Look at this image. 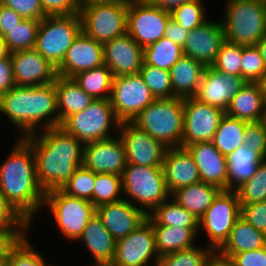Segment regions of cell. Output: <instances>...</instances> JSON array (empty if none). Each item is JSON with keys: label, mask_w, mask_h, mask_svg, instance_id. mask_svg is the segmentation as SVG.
<instances>
[{"label": "cell", "mask_w": 266, "mask_h": 266, "mask_svg": "<svg viewBox=\"0 0 266 266\" xmlns=\"http://www.w3.org/2000/svg\"><path fill=\"white\" fill-rule=\"evenodd\" d=\"M23 138L32 147L37 180L45 192L61 189L82 166L84 144L60 126Z\"/></svg>", "instance_id": "cell-1"}, {"label": "cell", "mask_w": 266, "mask_h": 266, "mask_svg": "<svg viewBox=\"0 0 266 266\" xmlns=\"http://www.w3.org/2000/svg\"><path fill=\"white\" fill-rule=\"evenodd\" d=\"M13 147L0 165V192L30 224L43 208L46 192L36 176L31 145L16 137Z\"/></svg>", "instance_id": "cell-2"}, {"label": "cell", "mask_w": 266, "mask_h": 266, "mask_svg": "<svg viewBox=\"0 0 266 266\" xmlns=\"http://www.w3.org/2000/svg\"><path fill=\"white\" fill-rule=\"evenodd\" d=\"M18 130L23 138L59 126L57 92L54 83L40 86H17L0 94V115ZM20 132V133H19Z\"/></svg>", "instance_id": "cell-3"}, {"label": "cell", "mask_w": 266, "mask_h": 266, "mask_svg": "<svg viewBox=\"0 0 266 266\" xmlns=\"http://www.w3.org/2000/svg\"><path fill=\"white\" fill-rule=\"evenodd\" d=\"M132 123L167 148L182 147L183 99L178 97L155 99L134 118Z\"/></svg>", "instance_id": "cell-4"}, {"label": "cell", "mask_w": 266, "mask_h": 266, "mask_svg": "<svg viewBox=\"0 0 266 266\" xmlns=\"http://www.w3.org/2000/svg\"><path fill=\"white\" fill-rule=\"evenodd\" d=\"M121 177L123 198L147 215L171 197L162 167L126 164Z\"/></svg>", "instance_id": "cell-5"}, {"label": "cell", "mask_w": 266, "mask_h": 266, "mask_svg": "<svg viewBox=\"0 0 266 266\" xmlns=\"http://www.w3.org/2000/svg\"><path fill=\"white\" fill-rule=\"evenodd\" d=\"M221 19L225 40L242 46L256 45L266 35L263 3L253 0H226Z\"/></svg>", "instance_id": "cell-6"}, {"label": "cell", "mask_w": 266, "mask_h": 266, "mask_svg": "<svg viewBox=\"0 0 266 266\" xmlns=\"http://www.w3.org/2000/svg\"><path fill=\"white\" fill-rule=\"evenodd\" d=\"M120 124L110 99H95L83 111L70 115L60 127L86 144L118 135Z\"/></svg>", "instance_id": "cell-7"}, {"label": "cell", "mask_w": 266, "mask_h": 266, "mask_svg": "<svg viewBox=\"0 0 266 266\" xmlns=\"http://www.w3.org/2000/svg\"><path fill=\"white\" fill-rule=\"evenodd\" d=\"M80 32L79 13L46 16L40 20L35 49L57 68Z\"/></svg>", "instance_id": "cell-8"}, {"label": "cell", "mask_w": 266, "mask_h": 266, "mask_svg": "<svg viewBox=\"0 0 266 266\" xmlns=\"http://www.w3.org/2000/svg\"><path fill=\"white\" fill-rule=\"evenodd\" d=\"M43 208L49 209L58 232L69 241L78 240L96 213L89 200L67 195L61 189L46 192Z\"/></svg>", "instance_id": "cell-9"}, {"label": "cell", "mask_w": 266, "mask_h": 266, "mask_svg": "<svg viewBox=\"0 0 266 266\" xmlns=\"http://www.w3.org/2000/svg\"><path fill=\"white\" fill-rule=\"evenodd\" d=\"M240 212L241 204L237 192L221 190L198 220V234L202 230L208 239L205 245L212 250H219L241 216Z\"/></svg>", "instance_id": "cell-10"}, {"label": "cell", "mask_w": 266, "mask_h": 266, "mask_svg": "<svg viewBox=\"0 0 266 266\" xmlns=\"http://www.w3.org/2000/svg\"><path fill=\"white\" fill-rule=\"evenodd\" d=\"M79 6L81 31L95 41L103 44L126 33L128 2Z\"/></svg>", "instance_id": "cell-11"}, {"label": "cell", "mask_w": 266, "mask_h": 266, "mask_svg": "<svg viewBox=\"0 0 266 266\" xmlns=\"http://www.w3.org/2000/svg\"><path fill=\"white\" fill-rule=\"evenodd\" d=\"M170 18V11L152 5L146 0H129L126 32L144 48L164 37Z\"/></svg>", "instance_id": "cell-12"}, {"label": "cell", "mask_w": 266, "mask_h": 266, "mask_svg": "<svg viewBox=\"0 0 266 266\" xmlns=\"http://www.w3.org/2000/svg\"><path fill=\"white\" fill-rule=\"evenodd\" d=\"M156 98L140 73L113 77L111 105L122 122H132Z\"/></svg>", "instance_id": "cell-13"}, {"label": "cell", "mask_w": 266, "mask_h": 266, "mask_svg": "<svg viewBox=\"0 0 266 266\" xmlns=\"http://www.w3.org/2000/svg\"><path fill=\"white\" fill-rule=\"evenodd\" d=\"M183 109L182 148L197 142H211L225 111L194 97L183 99Z\"/></svg>", "instance_id": "cell-14"}, {"label": "cell", "mask_w": 266, "mask_h": 266, "mask_svg": "<svg viewBox=\"0 0 266 266\" xmlns=\"http://www.w3.org/2000/svg\"><path fill=\"white\" fill-rule=\"evenodd\" d=\"M159 258L154 229L146 220L126 237L116 240L112 262L119 266H157Z\"/></svg>", "instance_id": "cell-15"}, {"label": "cell", "mask_w": 266, "mask_h": 266, "mask_svg": "<svg viewBox=\"0 0 266 266\" xmlns=\"http://www.w3.org/2000/svg\"><path fill=\"white\" fill-rule=\"evenodd\" d=\"M118 135L125 146L126 163L162 167L168 148L132 122H122Z\"/></svg>", "instance_id": "cell-16"}, {"label": "cell", "mask_w": 266, "mask_h": 266, "mask_svg": "<svg viewBox=\"0 0 266 266\" xmlns=\"http://www.w3.org/2000/svg\"><path fill=\"white\" fill-rule=\"evenodd\" d=\"M126 164L125 146L119 135L84 144L82 165L95 173L121 176Z\"/></svg>", "instance_id": "cell-17"}, {"label": "cell", "mask_w": 266, "mask_h": 266, "mask_svg": "<svg viewBox=\"0 0 266 266\" xmlns=\"http://www.w3.org/2000/svg\"><path fill=\"white\" fill-rule=\"evenodd\" d=\"M222 21L207 20L199 27L189 31L183 46V55L201 62L205 67H211L225 42Z\"/></svg>", "instance_id": "cell-18"}, {"label": "cell", "mask_w": 266, "mask_h": 266, "mask_svg": "<svg viewBox=\"0 0 266 266\" xmlns=\"http://www.w3.org/2000/svg\"><path fill=\"white\" fill-rule=\"evenodd\" d=\"M247 81L242 76H232L205 67L201 82L193 96L200 102L226 111L232 98L241 90Z\"/></svg>", "instance_id": "cell-19"}, {"label": "cell", "mask_w": 266, "mask_h": 266, "mask_svg": "<svg viewBox=\"0 0 266 266\" xmlns=\"http://www.w3.org/2000/svg\"><path fill=\"white\" fill-rule=\"evenodd\" d=\"M102 45L104 64L114 77L140 73L144 63V48L127 32Z\"/></svg>", "instance_id": "cell-20"}, {"label": "cell", "mask_w": 266, "mask_h": 266, "mask_svg": "<svg viewBox=\"0 0 266 266\" xmlns=\"http://www.w3.org/2000/svg\"><path fill=\"white\" fill-rule=\"evenodd\" d=\"M14 82L17 86H40L53 83L56 68L35 48L10 53Z\"/></svg>", "instance_id": "cell-21"}, {"label": "cell", "mask_w": 266, "mask_h": 266, "mask_svg": "<svg viewBox=\"0 0 266 266\" xmlns=\"http://www.w3.org/2000/svg\"><path fill=\"white\" fill-rule=\"evenodd\" d=\"M103 64L102 43L81 31L67 50L56 71L59 76L72 78L79 72L91 70Z\"/></svg>", "instance_id": "cell-22"}, {"label": "cell", "mask_w": 266, "mask_h": 266, "mask_svg": "<svg viewBox=\"0 0 266 266\" xmlns=\"http://www.w3.org/2000/svg\"><path fill=\"white\" fill-rule=\"evenodd\" d=\"M96 214L116 240L133 232L148 217L143 210L125 199L96 207Z\"/></svg>", "instance_id": "cell-23"}, {"label": "cell", "mask_w": 266, "mask_h": 266, "mask_svg": "<svg viewBox=\"0 0 266 266\" xmlns=\"http://www.w3.org/2000/svg\"><path fill=\"white\" fill-rule=\"evenodd\" d=\"M186 149L193 156L202 182L227 190V160L212 142H197Z\"/></svg>", "instance_id": "cell-24"}, {"label": "cell", "mask_w": 266, "mask_h": 266, "mask_svg": "<svg viewBox=\"0 0 266 266\" xmlns=\"http://www.w3.org/2000/svg\"><path fill=\"white\" fill-rule=\"evenodd\" d=\"M162 169L170 194L181 187L201 181L194 158L186 148H168Z\"/></svg>", "instance_id": "cell-25"}, {"label": "cell", "mask_w": 266, "mask_h": 266, "mask_svg": "<svg viewBox=\"0 0 266 266\" xmlns=\"http://www.w3.org/2000/svg\"><path fill=\"white\" fill-rule=\"evenodd\" d=\"M225 113L248 123L262 121L266 113V103L260 82H246L232 98Z\"/></svg>", "instance_id": "cell-26"}, {"label": "cell", "mask_w": 266, "mask_h": 266, "mask_svg": "<svg viewBox=\"0 0 266 266\" xmlns=\"http://www.w3.org/2000/svg\"><path fill=\"white\" fill-rule=\"evenodd\" d=\"M78 241L85 244L95 263L113 261L116 239L105 228L96 213L89 220Z\"/></svg>", "instance_id": "cell-27"}, {"label": "cell", "mask_w": 266, "mask_h": 266, "mask_svg": "<svg viewBox=\"0 0 266 266\" xmlns=\"http://www.w3.org/2000/svg\"><path fill=\"white\" fill-rule=\"evenodd\" d=\"M53 83L57 92L59 126L70 115L83 111L95 100L73 78L57 75Z\"/></svg>", "instance_id": "cell-28"}, {"label": "cell", "mask_w": 266, "mask_h": 266, "mask_svg": "<svg viewBox=\"0 0 266 266\" xmlns=\"http://www.w3.org/2000/svg\"><path fill=\"white\" fill-rule=\"evenodd\" d=\"M205 66L193 58L183 55L169 70L173 97H193L201 82Z\"/></svg>", "instance_id": "cell-29"}, {"label": "cell", "mask_w": 266, "mask_h": 266, "mask_svg": "<svg viewBox=\"0 0 266 266\" xmlns=\"http://www.w3.org/2000/svg\"><path fill=\"white\" fill-rule=\"evenodd\" d=\"M227 160V190L235 191L244 182L248 181L257 171L265 158L252 149L239 146L226 157Z\"/></svg>", "instance_id": "cell-30"}, {"label": "cell", "mask_w": 266, "mask_h": 266, "mask_svg": "<svg viewBox=\"0 0 266 266\" xmlns=\"http://www.w3.org/2000/svg\"><path fill=\"white\" fill-rule=\"evenodd\" d=\"M152 227L159 257L192 248L197 244L198 228L164 225H152Z\"/></svg>", "instance_id": "cell-31"}, {"label": "cell", "mask_w": 266, "mask_h": 266, "mask_svg": "<svg viewBox=\"0 0 266 266\" xmlns=\"http://www.w3.org/2000/svg\"><path fill=\"white\" fill-rule=\"evenodd\" d=\"M220 191L218 187L200 181L175 190L171 198L199 220Z\"/></svg>", "instance_id": "cell-32"}, {"label": "cell", "mask_w": 266, "mask_h": 266, "mask_svg": "<svg viewBox=\"0 0 266 266\" xmlns=\"http://www.w3.org/2000/svg\"><path fill=\"white\" fill-rule=\"evenodd\" d=\"M266 246V234L257 230L241 216L234 223L229 237L219 251L227 256Z\"/></svg>", "instance_id": "cell-33"}, {"label": "cell", "mask_w": 266, "mask_h": 266, "mask_svg": "<svg viewBox=\"0 0 266 266\" xmlns=\"http://www.w3.org/2000/svg\"><path fill=\"white\" fill-rule=\"evenodd\" d=\"M247 123L225 113L211 142L222 155L227 157L243 145Z\"/></svg>", "instance_id": "cell-34"}, {"label": "cell", "mask_w": 266, "mask_h": 266, "mask_svg": "<svg viewBox=\"0 0 266 266\" xmlns=\"http://www.w3.org/2000/svg\"><path fill=\"white\" fill-rule=\"evenodd\" d=\"M113 74L105 65L77 73L72 78L93 99H110Z\"/></svg>", "instance_id": "cell-35"}, {"label": "cell", "mask_w": 266, "mask_h": 266, "mask_svg": "<svg viewBox=\"0 0 266 266\" xmlns=\"http://www.w3.org/2000/svg\"><path fill=\"white\" fill-rule=\"evenodd\" d=\"M147 220L152 225L198 228V219L171 197L156 207Z\"/></svg>", "instance_id": "cell-36"}, {"label": "cell", "mask_w": 266, "mask_h": 266, "mask_svg": "<svg viewBox=\"0 0 266 266\" xmlns=\"http://www.w3.org/2000/svg\"><path fill=\"white\" fill-rule=\"evenodd\" d=\"M182 56V47L166 37L144 47V63L162 70H170Z\"/></svg>", "instance_id": "cell-37"}, {"label": "cell", "mask_w": 266, "mask_h": 266, "mask_svg": "<svg viewBox=\"0 0 266 266\" xmlns=\"http://www.w3.org/2000/svg\"><path fill=\"white\" fill-rule=\"evenodd\" d=\"M40 21L23 19V21L3 36L9 53L35 48Z\"/></svg>", "instance_id": "cell-38"}, {"label": "cell", "mask_w": 266, "mask_h": 266, "mask_svg": "<svg viewBox=\"0 0 266 266\" xmlns=\"http://www.w3.org/2000/svg\"><path fill=\"white\" fill-rule=\"evenodd\" d=\"M28 232L24 237L11 248L6 260L5 266H55L52 263H46L44 256L31 243Z\"/></svg>", "instance_id": "cell-39"}, {"label": "cell", "mask_w": 266, "mask_h": 266, "mask_svg": "<svg viewBox=\"0 0 266 266\" xmlns=\"http://www.w3.org/2000/svg\"><path fill=\"white\" fill-rule=\"evenodd\" d=\"M122 197L124 196L121 176L96 173L95 187L93 190V205L95 207L120 201L124 199Z\"/></svg>", "instance_id": "cell-40"}, {"label": "cell", "mask_w": 266, "mask_h": 266, "mask_svg": "<svg viewBox=\"0 0 266 266\" xmlns=\"http://www.w3.org/2000/svg\"><path fill=\"white\" fill-rule=\"evenodd\" d=\"M240 204H254L266 200V159L256 173L235 190Z\"/></svg>", "instance_id": "cell-41"}, {"label": "cell", "mask_w": 266, "mask_h": 266, "mask_svg": "<svg viewBox=\"0 0 266 266\" xmlns=\"http://www.w3.org/2000/svg\"><path fill=\"white\" fill-rule=\"evenodd\" d=\"M212 249L196 245L192 248L176 251L159 258L157 266H205Z\"/></svg>", "instance_id": "cell-42"}, {"label": "cell", "mask_w": 266, "mask_h": 266, "mask_svg": "<svg viewBox=\"0 0 266 266\" xmlns=\"http://www.w3.org/2000/svg\"><path fill=\"white\" fill-rule=\"evenodd\" d=\"M95 181L96 173L82 165L74 171L72 178L61 190L67 195L89 200L93 204Z\"/></svg>", "instance_id": "cell-43"}, {"label": "cell", "mask_w": 266, "mask_h": 266, "mask_svg": "<svg viewBox=\"0 0 266 266\" xmlns=\"http://www.w3.org/2000/svg\"><path fill=\"white\" fill-rule=\"evenodd\" d=\"M204 4L202 0L184 3L171 11V18L182 28L191 31L208 20Z\"/></svg>", "instance_id": "cell-44"}, {"label": "cell", "mask_w": 266, "mask_h": 266, "mask_svg": "<svg viewBox=\"0 0 266 266\" xmlns=\"http://www.w3.org/2000/svg\"><path fill=\"white\" fill-rule=\"evenodd\" d=\"M140 74L156 99L173 97L169 70H162L143 63Z\"/></svg>", "instance_id": "cell-45"}, {"label": "cell", "mask_w": 266, "mask_h": 266, "mask_svg": "<svg viewBox=\"0 0 266 266\" xmlns=\"http://www.w3.org/2000/svg\"><path fill=\"white\" fill-rule=\"evenodd\" d=\"M242 45L225 41L212 67L222 73L241 76Z\"/></svg>", "instance_id": "cell-46"}, {"label": "cell", "mask_w": 266, "mask_h": 266, "mask_svg": "<svg viewBox=\"0 0 266 266\" xmlns=\"http://www.w3.org/2000/svg\"><path fill=\"white\" fill-rule=\"evenodd\" d=\"M266 66L256 45L242 46L241 76L247 82H260Z\"/></svg>", "instance_id": "cell-47"}, {"label": "cell", "mask_w": 266, "mask_h": 266, "mask_svg": "<svg viewBox=\"0 0 266 266\" xmlns=\"http://www.w3.org/2000/svg\"><path fill=\"white\" fill-rule=\"evenodd\" d=\"M243 146L259 152L266 159V125L263 120L247 123Z\"/></svg>", "instance_id": "cell-48"}, {"label": "cell", "mask_w": 266, "mask_h": 266, "mask_svg": "<svg viewBox=\"0 0 266 266\" xmlns=\"http://www.w3.org/2000/svg\"><path fill=\"white\" fill-rule=\"evenodd\" d=\"M31 225L0 192V228L31 229Z\"/></svg>", "instance_id": "cell-49"}, {"label": "cell", "mask_w": 266, "mask_h": 266, "mask_svg": "<svg viewBox=\"0 0 266 266\" xmlns=\"http://www.w3.org/2000/svg\"><path fill=\"white\" fill-rule=\"evenodd\" d=\"M0 3L13 9L25 19L40 21L47 16L40 0H0Z\"/></svg>", "instance_id": "cell-50"}, {"label": "cell", "mask_w": 266, "mask_h": 266, "mask_svg": "<svg viewBox=\"0 0 266 266\" xmlns=\"http://www.w3.org/2000/svg\"><path fill=\"white\" fill-rule=\"evenodd\" d=\"M240 214L249 224L266 234V200L254 204H241Z\"/></svg>", "instance_id": "cell-51"}, {"label": "cell", "mask_w": 266, "mask_h": 266, "mask_svg": "<svg viewBox=\"0 0 266 266\" xmlns=\"http://www.w3.org/2000/svg\"><path fill=\"white\" fill-rule=\"evenodd\" d=\"M47 16L79 13V0H40Z\"/></svg>", "instance_id": "cell-52"}, {"label": "cell", "mask_w": 266, "mask_h": 266, "mask_svg": "<svg viewBox=\"0 0 266 266\" xmlns=\"http://www.w3.org/2000/svg\"><path fill=\"white\" fill-rule=\"evenodd\" d=\"M236 266H266V246L252 251L232 254Z\"/></svg>", "instance_id": "cell-53"}, {"label": "cell", "mask_w": 266, "mask_h": 266, "mask_svg": "<svg viewBox=\"0 0 266 266\" xmlns=\"http://www.w3.org/2000/svg\"><path fill=\"white\" fill-rule=\"evenodd\" d=\"M28 232H30V229L0 228V255H8L11 248Z\"/></svg>", "instance_id": "cell-54"}, {"label": "cell", "mask_w": 266, "mask_h": 266, "mask_svg": "<svg viewBox=\"0 0 266 266\" xmlns=\"http://www.w3.org/2000/svg\"><path fill=\"white\" fill-rule=\"evenodd\" d=\"M23 19L16 11L0 3V36H5L11 29L19 25Z\"/></svg>", "instance_id": "cell-55"}, {"label": "cell", "mask_w": 266, "mask_h": 266, "mask_svg": "<svg viewBox=\"0 0 266 266\" xmlns=\"http://www.w3.org/2000/svg\"><path fill=\"white\" fill-rule=\"evenodd\" d=\"M14 86L13 65L9 53L0 59V94L11 90Z\"/></svg>", "instance_id": "cell-56"}, {"label": "cell", "mask_w": 266, "mask_h": 266, "mask_svg": "<svg viewBox=\"0 0 266 266\" xmlns=\"http://www.w3.org/2000/svg\"><path fill=\"white\" fill-rule=\"evenodd\" d=\"M189 31L182 28L175 20L169 19L164 37L183 48Z\"/></svg>", "instance_id": "cell-57"}, {"label": "cell", "mask_w": 266, "mask_h": 266, "mask_svg": "<svg viewBox=\"0 0 266 266\" xmlns=\"http://www.w3.org/2000/svg\"><path fill=\"white\" fill-rule=\"evenodd\" d=\"M205 266H236V263L231 256H227L219 250H212L207 257Z\"/></svg>", "instance_id": "cell-58"}, {"label": "cell", "mask_w": 266, "mask_h": 266, "mask_svg": "<svg viewBox=\"0 0 266 266\" xmlns=\"http://www.w3.org/2000/svg\"><path fill=\"white\" fill-rule=\"evenodd\" d=\"M152 5L158 6L164 10L172 11L175 7H178L184 3H188L194 0H146Z\"/></svg>", "instance_id": "cell-59"}, {"label": "cell", "mask_w": 266, "mask_h": 266, "mask_svg": "<svg viewBox=\"0 0 266 266\" xmlns=\"http://www.w3.org/2000/svg\"><path fill=\"white\" fill-rule=\"evenodd\" d=\"M129 0H79V5H92L104 3L128 2Z\"/></svg>", "instance_id": "cell-60"}, {"label": "cell", "mask_w": 266, "mask_h": 266, "mask_svg": "<svg viewBox=\"0 0 266 266\" xmlns=\"http://www.w3.org/2000/svg\"><path fill=\"white\" fill-rule=\"evenodd\" d=\"M256 47L258 48L263 62L266 66V35L256 43Z\"/></svg>", "instance_id": "cell-61"}, {"label": "cell", "mask_w": 266, "mask_h": 266, "mask_svg": "<svg viewBox=\"0 0 266 266\" xmlns=\"http://www.w3.org/2000/svg\"><path fill=\"white\" fill-rule=\"evenodd\" d=\"M8 54L9 52L6 48L3 37L0 36V59L6 57Z\"/></svg>", "instance_id": "cell-62"}, {"label": "cell", "mask_w": 266, "mask_h": 266, "mask_svg": "<svg viewBox=\"0 0 266 266\" xmlns=\"http://www.w3.org/2000/svg\"><path fill=\"white\" fill-rule=\"evenodd\" d=\"M261 87L263 89V95L266 103V73L264 74L262 80L260 81Z\"/></svg>", "instance_id": "cell-63"}, {"label": "cell", "mask_w": 266, "mask_h": 266, "mask_svg": "<svg viewBox=\"0 0 266 266\" xmlns=\"http://www.w3.org/2000/svg\"><path fill=\"white\" fill-rule=\"evenodd\" d=\"M91 266H119L113 262H99V263H94Z\"/></svg>", "instance_id": "cell-64"}, {"label": "cell", "mask_w": 266, "mask_h": 266, "mask_svg": "<svg viewBox=\"0 0 266 266\" xmlns=\"http://www.w3.org/2000/svg\"><path fill=\"white\" fill-rule=\"evenodd\" d=\"M8 255H0V266H5V260Z\"/></svg>", "instance_id": "cell-65"}, {"label": "cell", "mask_w": 266, "mask_h": 266, "mask_svg": "<svg viewBox=\"0 0 266 266\" xmlns=\"http://www.w3.org/2000/svg\"><path fill=\"white\" fill-rule=\"evenodd\" d=\"M253 1L263 3V4L266 2V0H253Z\"/></svg>", "instance_id": "cell-66"}, {"label": "cell", "mask_w": 266, "mask_h": 266, "mask_svg": "<svg viewBox=\"0 0 266 266\" xmlns=\"http://www.w3.org/2000/svg\"><path fill=\"white\" fill-rule=\"evenodd\" d=\"M263 121L265 122V125H266V113H265V115H264V119H263Z\"/></svg>", "instance_id": "cell-67"}]
</instances>
